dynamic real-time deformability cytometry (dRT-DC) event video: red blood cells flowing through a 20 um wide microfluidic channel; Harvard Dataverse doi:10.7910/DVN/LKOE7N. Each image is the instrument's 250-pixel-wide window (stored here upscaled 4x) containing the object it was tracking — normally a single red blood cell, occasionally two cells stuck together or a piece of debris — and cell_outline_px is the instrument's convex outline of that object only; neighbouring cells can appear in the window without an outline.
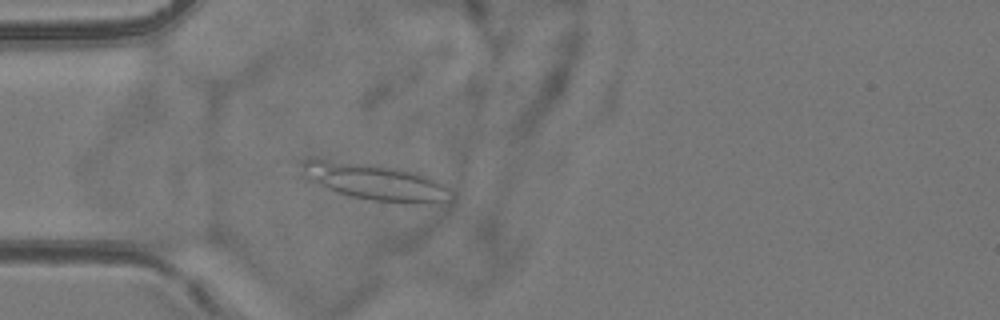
{"species": "common noctule bat (a hibernating species)", "species_latin": "Nyctalus noctula", "temperature_condition": "room temperature", "stored_images_in_passage": 40, "camera_frame_rate_fps": 3000, "um_per_image_px": 0.085, "animal": {"sex": "female", "body_mass_g": 24.6, "forearm_length_mm": 56.2}, "frame": {"image": 1, "passage_image": 9, "time_ms": 2.667, "image_size_px": [1000, 320], "cell_outline_px": [[456, 192], [452, 200], [448, 204], [404, 204], [372, 200], [352, 196], [328, 188], [308, 180], [304, 176], [304, 160], [316, 156], [376, 164], [416, 172], [428, 176], [444, 184]], "centroid_in_image_um": [32.02, 15.46], "position_along_channel_um": 53.0, "area_um2": 32.89}}
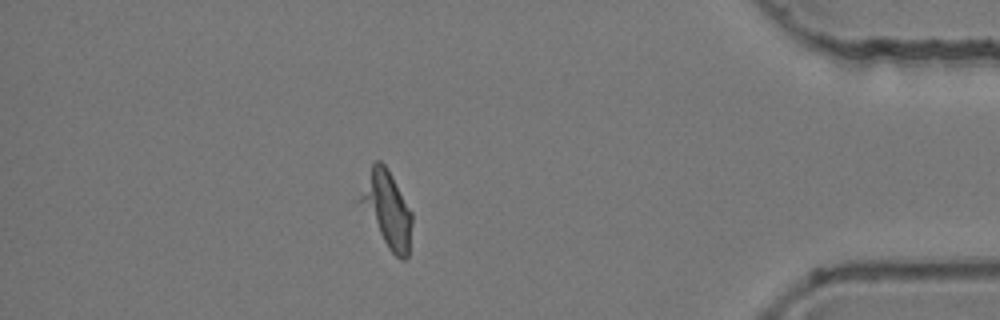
{"frame": {"image": 2, "passage_image": 40, "time_ms": 13.0, "image_size_px": [1000, 320], "cell_outline_px": [[412, 224], [408, 256], [404, 260], [400, 260], [388, 248], [356, 200], [372, 164], [376, 160], [380, 160], [384, 164], [412, 212]], "centroid_in_image_um": [32.88, 17.81], "position_along_channel_um": 402.3, "area_um2": 22.66}}